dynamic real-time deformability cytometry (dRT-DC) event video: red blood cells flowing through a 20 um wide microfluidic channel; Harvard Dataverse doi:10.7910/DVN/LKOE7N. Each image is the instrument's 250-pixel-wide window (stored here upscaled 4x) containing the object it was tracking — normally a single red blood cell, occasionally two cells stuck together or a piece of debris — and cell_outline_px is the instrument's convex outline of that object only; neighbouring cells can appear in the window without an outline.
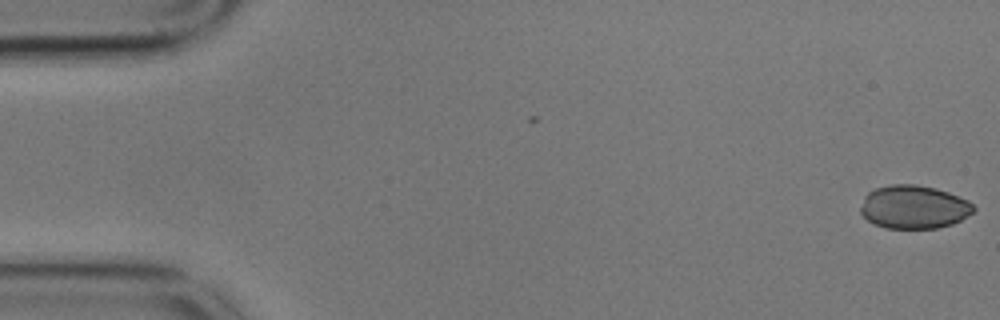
{"species": "common noctule bat (a hibernating species)", "species_latin": "Nyctalus noctula", "temperature_condition": "cold", "stored_images_in_passage": 49, "camera_frame_rate_fps": 3000, "um_per_image_px": 0.085, "animal": {"sex": "male", "body_mass_g": 17.9}, "frame": {"image": 1, "passage_image": 1, "time_ms": 0.0, "image_size_px": [1000, 320], "cell_outline_px": [[976, 208], [972, 212], [960, 220], [952, 224], [936, 228], [884, 228], [872, 224], [860, 212], [860, 208], [864, 196], [868, 192], [876, 188], [892, 184], [916, 184], [936, 188], [948, 192], [968, 200]], "centroid_in_image_um": [77.65, 17.59], "position_along_channel_um": 7.3, "area_um2": 28.61}}
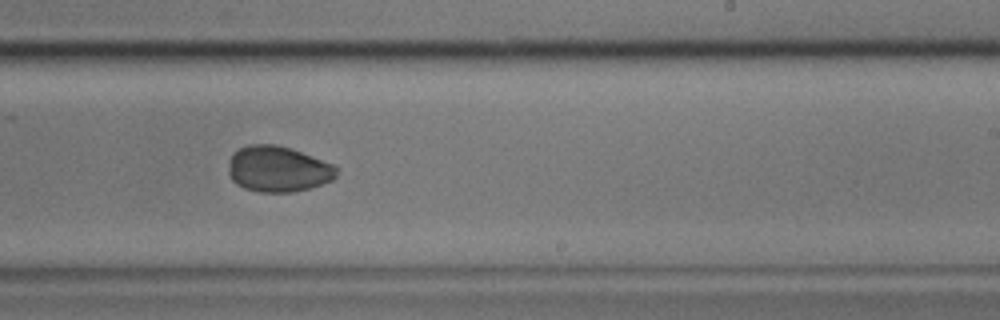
{"frame": {"image": 2, "passage_image": 34, "time_ms": 11.0, "image_size_px": [1000, 320], "cell_outline_px": [[340, 168], [336, 176], [332, 180], [308, 188], [292, 192], [260, 192], [244, 188], [236, 184], [232, 180], [228, 172], [228, 160], [232, 152], [248, 144], [276, 144], [336, 164]], "centroid_in_image_um": [23.62, 14.36], "position_along_channel_um": 265.4, "area_um2": 29.13}}
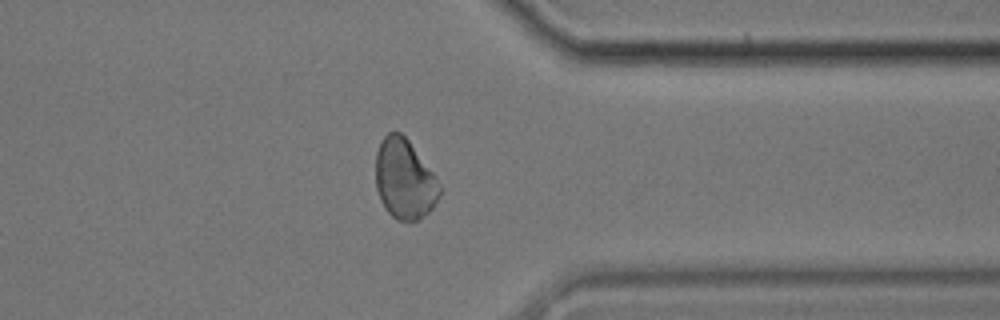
{"frame": {"image": 3, "passage_image": 44, "time_ms": 14.333, "image_size_px": [1000, 320], "cell_outline_px": [[444, 188], [440, 196], [432, 208], [428, 212], [416, 220], [396, 220], [384, 208], [380, 200], [376, 188], [376, 152], [380, 140], [388, 132], [400, 132], [408, 140]], "centroid_in_image_um": [34.38, 15.23], "position_along_channel_um": 377.0, "area_um2": 29.82}}